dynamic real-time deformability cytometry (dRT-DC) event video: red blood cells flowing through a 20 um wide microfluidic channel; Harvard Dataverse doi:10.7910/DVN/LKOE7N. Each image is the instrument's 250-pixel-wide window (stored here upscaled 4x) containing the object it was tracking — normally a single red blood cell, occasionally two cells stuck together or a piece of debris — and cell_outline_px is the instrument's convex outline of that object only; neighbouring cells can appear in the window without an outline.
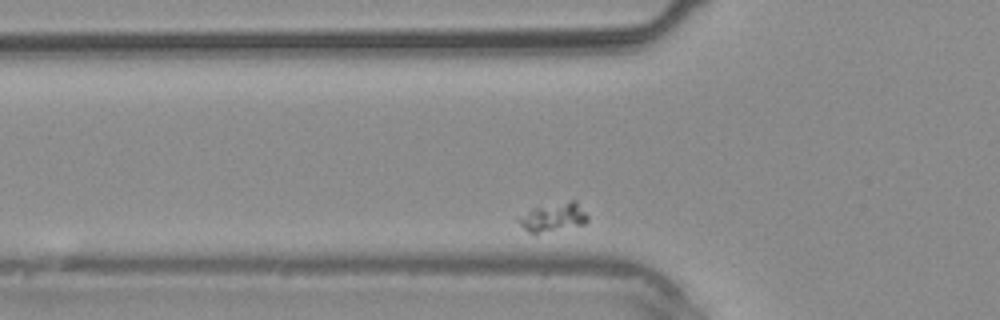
{"species": "common noctule bat (a hibernating species)", "species_latin": "Nyctalus noctula", "temperature_condition": "warm", "stored_images_in_passage": 24, "camera_frame_rate_fps": 3000, "um_per_image_px": 0.085, "animal": {"sex": "male", "body_mass_g": 20.4}, "frame": {"image": 1, "passage_image": 3, "time_ms": 0.667, "image_size_px": [1000, 320], "cell_outline_px": [[588, 220], [584, 224], [532, 236], [516, 220], [536, 208], [572, 200], [576, 200], [588, 216]], "centroid_in_image_um": [47.06, 18.52], "position_along_channel_um": 78.7, "area_um2": 11.39}}
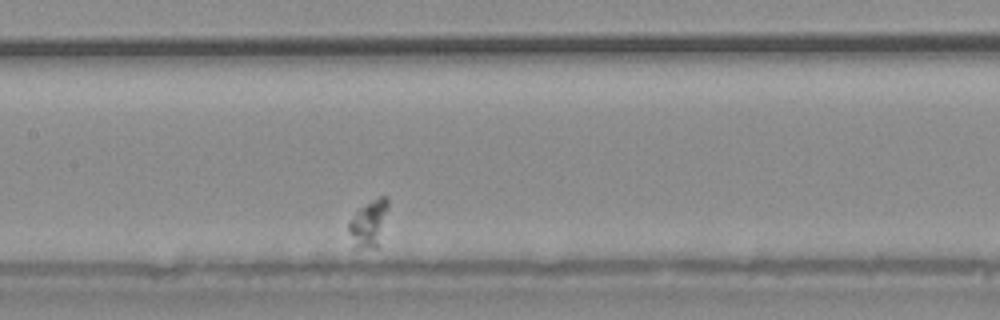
{"frame": {"image": 2, "passage_image": 10, "time_ms": 3.0, "image_size_px": [1000, 320], "cell_outline_px": [[388, 208], [376, 248], [372, 248], [356, 244], [348, 232], [348, 224], [356, 212], [364, 204], [380, 196], [388, 196]], "centroid_in_image_um": [31.36, 18.9], "position_along_channel_um": 176.0, "area_um2": 10.06}}
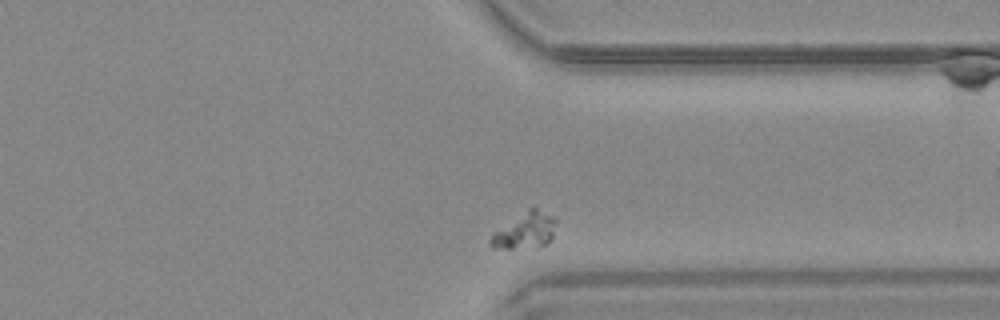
{"frame": {"image": 3, "passage_image": 23, "time_ms": 7.333, "image_size_px": [1000, 320], "cell_outline_px": [[556, 220], [552, 236], [548, 244], [512, 248], [492, 248], [488, 244], [488, 240], [496, 232], [532, 204], [556, 216]], "centroid_in_image_um": [44.67, 19.54], "position_along_channel_um": 366.7, "area_um2": 13.7}}